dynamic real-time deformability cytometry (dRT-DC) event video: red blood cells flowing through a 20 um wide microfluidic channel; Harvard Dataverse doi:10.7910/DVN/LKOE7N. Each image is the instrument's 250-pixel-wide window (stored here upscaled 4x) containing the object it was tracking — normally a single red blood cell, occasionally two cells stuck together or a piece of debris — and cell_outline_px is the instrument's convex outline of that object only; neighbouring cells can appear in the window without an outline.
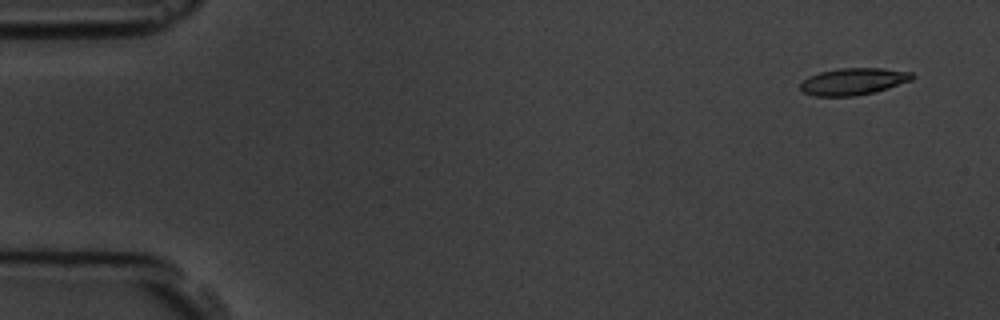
{"species": "common noctule bat (a hibernating species)", "species_latin": "Nyctalus noctula", "temperature_condition": "room temperature", "stored_images_in_passage": 4, "camera_frame_rate_fps": 3000, "um_per_image_px": 0.085, "animal": {"sex": "male", "body_mass_g": 19.5, "forearm_length_mm": 54.6}, "frame": {"image": 1, "passage_image": 1, "time_ms": 0.0, "image_size_px": [1000, 320], "cell_outline_px": [[916, 76], [912, 80], [876, 92], [856, 96], [816, 96], [804, 92], [800, 88], [800, 84], [804, 80], [820, 72], [840, 68], [884, 68], [912, 72]], "centroid_in_image_um": [72.59, 6.92], "position_along_channel_um": 12.4, "area_um2": 17.51}}
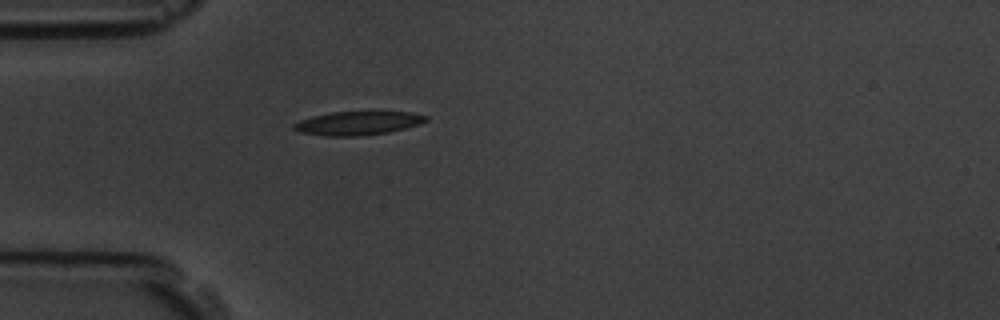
{"frame": {"image": 2, "passage_image": 4, "time_ms": 4.333, "image_size_px": [1000, 320], "cell_outline_px": [[428, 120], [420, 124], [388, 132], [360, 136], [324, 136], [300, 132], [292, 128], [292, 124], [300, 120], [312, 116], [332, 112], [412, 112], [428, 116]], "centroid_in_image_um": [30.4, 10.47], "position_along_channel_um": 54.6, "area_um2": 18.21}}